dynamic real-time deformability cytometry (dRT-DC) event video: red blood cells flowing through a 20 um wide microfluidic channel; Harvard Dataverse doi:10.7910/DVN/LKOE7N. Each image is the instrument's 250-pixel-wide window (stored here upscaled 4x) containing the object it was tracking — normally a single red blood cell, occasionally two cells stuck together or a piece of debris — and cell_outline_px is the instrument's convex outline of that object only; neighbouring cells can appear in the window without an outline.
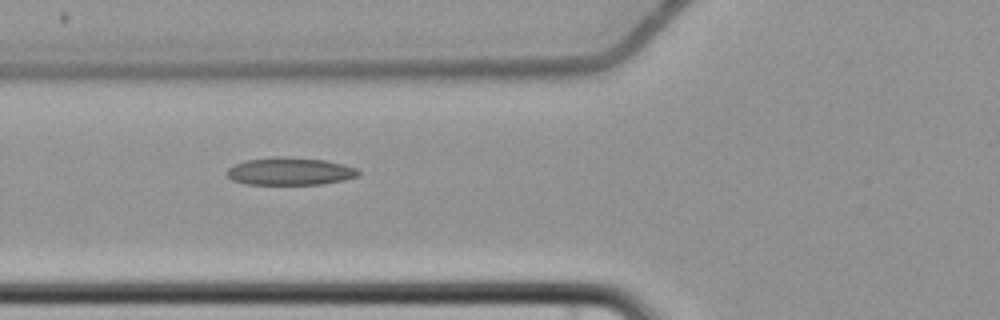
{"species": "common noctule bat (a hibernating species)", "species_latin": "Nyctalus noctula", "temperature_condition": "cold", "stored_images_in_passage": 7, "camera_frame_rate_fps": 3000, "um_per_image_px": 0.085, "animal": {"sex": "female", "body_mass_g": 22.7, "forearm_length_mm": 54.2}, "frame": {"image": 1, "passage_image": 6, "time_ms": 7.0, "image_size_px": [1000, 320], "cell_outline_px": [[360, 176], [344, 180], [324, 184], [244, 184], [232, 180], [224, 172], [228, 168], [244, 160], [276, 156], [284, 156], [324, 160], [344, 164], [356, 168], [360, 172]], "centroid_in_image_um": [24.64, 14.56], "position_along_channel_um": 101.2, "area_um2": 21.39}}
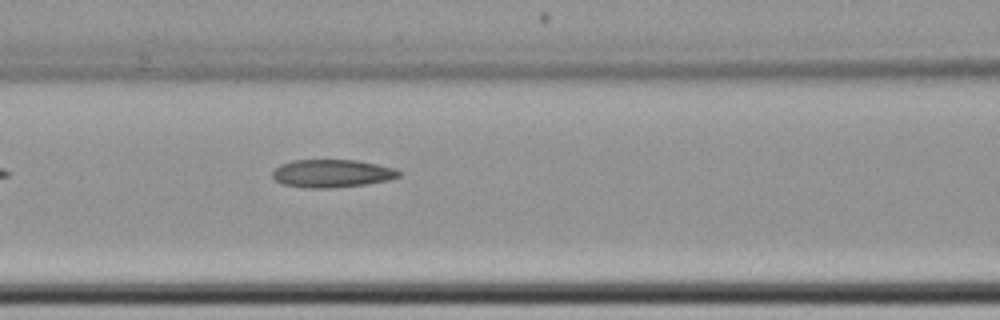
{"frame": {"image": 2, "passage_image": 7, "time_ms": 8.0, "image_size_px": [1000, 320], "cell_outline_px": [[400, 176], [388, 180], [368, 184], [332, 188], [304, 188], [284, 184], [276, 180], [272, 176], [272, 172], [280, 164], [292, 160], [356, 160], [396, 168], [400, 172]], "centroid_in_image_um": [28.22, 14.74], "position_along_channel_um": 138.4, "area_um2": 20.63}}